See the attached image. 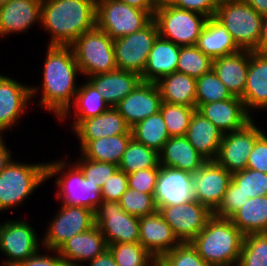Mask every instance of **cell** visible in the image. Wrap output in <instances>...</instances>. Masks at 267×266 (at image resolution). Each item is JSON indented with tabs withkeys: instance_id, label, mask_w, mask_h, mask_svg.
<instances>
[{
	"instance_id": "obj_1",
	"label": "cell",
	"mask_w": 267,
	"mask_h": 266,
	"mask_svg": "<svg viewBox=\"0 0 267 266\" xmlns=\"http://www.w3.org/2000/svg\"><path fill=\"white\" fill-rule=\"evenodd\" d=\"M43 68L42 107L62 121L69 115L79 89L75 78L81 73L71 46L49 45Z\"/></svg>"
},
{
	"instance_id": "obj_2",
	"label": "cell",
	"mask_w": 267,
	"mask_h": 266,
	"mask_svg": "<svg viewBox=\"0 0 267 266\" xmlns=\"http://www.w3.org/2000/svg\"><path fill=\"white\" fill-rule=\"evenodd\" d=\"M97 0H42L41 24L51 35L49 45L70 46L96 27Z\"/></svg>"
},
{
	"instance_id": "obj_3",
	"label": "cell",
	"mask_w": 267,
	"mask_h": 266,
	"mask_svg": "<svg viewBox=\"0 0 267 266\" xmlns=\"http://www.w3.org/2000/svg\"><path fill=\"white\" fill-rule=\"evenodd\" d=\"M244 236L229 218L212 215L190 244L209 266H237Z\"/></svg>"
},
{
	"instance_id": "obj_4",
	"label": "cell",
	"mask_w": 267,
	"mask_h": 266,
	"mask_svg": "<svg viewBox=\"0 0 267 266\" xmlns=\"http://www.w3.org/2000/svg\"><path fill=\"white\" fill-rule=\"evenodd\" d=\"M63 160L41 164H24L11 160L0 173V212L23 203L47 178L64 172Z\"/></svg>"
},
{
	"instance_id": "obj_5",
	"label": "cell",
	"mask_w": 267,
	"mask_h": 266,
	"mask_svg": "<svg viewBox=\"0 0 267 266\" xmlns=\"http://www.w3.org/2000/svg\"><path fill=\"white\" fill-rule=\"evenodd\" d=\"M241 50L253 51L259 42L263 17L241 0H220L214 16Z\"/></svg>"
},
{
	"instance_id": "obj_6",
	"label": "cell",
	"mask_w": 267,
	"mask_h": 266,
	"mask_svg": "<svg viewBox=\"0 0 267 266\" xmlns=\"http://www.w3.org/2000/svg\"><path fill=\"white\" fill-rule=\"evenodd\" d=\"M153 19L157 23L159 36L178 46L196 45L207 17L160 0Z\"/></svg>"
},
{
	"instance_id": "obj_7",
	"label": "cell",
	"mask_w": 267,
	"mask_h": 266,
	"mask_svg": "<svg viewBox=\"0 0 267 266\" xmlns=\"http://www.w3.org/2000/svg\"><path fill=\"white\" fill-rule=\"evenodd\" d=\"M70 46L83 75H99L117 70L113 39L97 27L83 33Z\"/></svg>"
},
{
	"instance_id": "obj_8",
	"label": "cell",
	"mask_w": 267,
	"mask_h": 266,
	"mask_svg": "<svg viewBox=\"0 0 267 266\" xmlns=\"http://www.w3.org/2000/svg\"><path fill=\"white\" fill-rule=\"evenodd\" d=\"M153 17L145 10L116 0L96 1V27L111 39L135 33Z\"/></svg>"
},
{
	"instance_id": "obj_9",
	"label": "cell",
	"mask_w": 267,
	"mask_h": 266,
	"mask_svg": "<svg viewBox=\"0 0 267 266\" xmlns=\"http://www.w3.org/2000/svg\"><path fill=\"white\" fill-rule=\"evenodd\" d=\"M158 36L157 23L152 19L139 31L114 39L117 69L141 76L154 41Z\"/></svg>"
},
{
	"instance_id": "obj_10",
	"label": "cell",
	"mask_w": 267,
	"mask_h": 266,
	"mask_svg": "<svg viewBox=\"0 0 267 266\" xmlns=\"http://www.w3.org/2000/svg\"><path fill=\"white\" fill-rule=\"evenodd\" d=\"M94 215L107 245L139 242V217L126 213L119 202L102 201Z\"/></svg>"
},
{
	"instance_id": "obj_11",
	"label": "cell",
	"mask_w": 267,
	"mask_h": 266,
	"mask_svg": "<svg viewBox=\"0 0 267 266\" xmlns=\"http://www.w3.org/2000/svg\"><path fill=\"white\" fill-rule=\"evenodd\" d=\"M42 245L57 250L73 236L83 233L95 225L94 211L86 207L62 205L50 222Z\"/></svg>"
},
{
	"instance_id": "obj_12",
	"label": "cell",
	"mask_w": 267,
	"mask_h": 266,
	"mask_svg": "<svg viewBox=\"0 0 267 266\" xmlns=\"http://www.w3.org/2000/svg\"><path fill=\"white\" fill-rule=\"evenodd\" d=\"M254 120L244 128L223 135L219 153L215 161L228 172L234 173L247 168L249 155L256 140L265 132L260 130Z\"/></svg>"
},
{
	"instance_id": "obj_13",
	"label": "cell",
	"mask_w": 267,
	"mask_h": 266,
	"mask_svg": "<svg viewBox=\"0 0 267 266\" xmlns=\"http://www.w3.org/2000/svg\"><path fill=\"white\" fill-rule=\"evenodd\" d=\"M158 211L181 243H190L213 215L206 206L195 199L184 204L161 206Z\"/></svg>"
},
{
	"instance_id": "obj_14",
	"label": "cell",
	"mask_w": 267,
	"mask_h": 266,
	"mask_svg": "<svg viewBox=\"0 0 267 266\" xmlns=\"http://www.w3.org/2000/svg\"><path fill=\"white\" fill-rule=\"evenodd\" d=\"M36 231L26 221H7L0 224V251L7 256L5 266H16L39 251Z\"/></svg>"
},
{
	"instance_id": "obj_15",
	"label": "cell",
	"mask_w": 267,
	"mask_h": 266,
	"mask_svg": "<svg viewBox=\"0 0 267 266\" xmlns=\"http://www.w3.org/2000/svg\"><path fill=\"white\" fill-rule=\"evenodd\" d=\"M195 200L206 206L212 213L220 205L224 193L232 180V173L215 160H208L192 174Z\"/></svg>"
},
{
	"instance_id": "obj_16",
	"label": "cell",
	"mask_w": 267,
	"mask_h": 266,
	"mask_svg": "<svg viewBox=\"0 0 267 266\" xmlns=\"http://www.w3.org/2000/svg\"><path fill=\"white\" fill-rule=\"evenodd\" d=\"M62 177L57 178L56 197L62 199V205L86 207L96 211L103 201L101 188L84 178L83 172L75 165L68 167Z\"/></svg>"
},
{
	"instance_id": "obj_17",
	"label": "cell",
	"mask_w": 267,
	"mask_h": 266,
	"mask_svg": "<svg viewBox=\"0 0 267 266\" xmlns=\"http://www.w3.org/2000/svg\"><path fill=\"white\" fill-rule=\"evenodd\" d=\"M154 199L157 209L194 200L192 173L160 166Z\"/></svg>"
},
{
	"instance_id": "obj_18",
	"label": "cell",
	"mask_w": 267,
	"mask_h": 266,
	"mask_svg": "<svg viewBox=\"0 0 267 266\" xmlns=\"http://www.w3.org/2000/svg\"><path fill=\"white\" fill-rule=\"evenodd\" d=\"M161 94L155 82L141 81L136 88L121 100L114 108L124 117L132 128L160 110Z\"/></svg>"
},
{
	"instance_id": "obj_19",
	"label": "cell",
	"mask_w": 267,
	"mask_h": 266,
	"mask_svg": "<svg viewBox=\"0 0 267 266\" xmlns=\"http://www.w3.org/2000/svg\"><path fill=\"white\" fill-rule=\"evenodd\" d=\"M37 88L20 84L0 74V133L11 129L17 119L25 112L27 103L37 93ZM29 100V101H28Z\"/></svg>"
},
{
	"instance_id": "obj_20",
	"label": "cell",
	"mask_w": 267,
	"mask_h": 266,
	"mask_svg": "<svg viewBox=\"0 0 267 266\" xmlns=\"http://www.w3.org/2000/svg\"><path fill=\"white\" fill-rule=\"evenodd\" d=\"M196 110L215 124L223 134L238 131L253 120L238 96L223 101L196 104Z\"/></svg>"
},
{
	"instance_id": "obj_21",
	"label": "cell",
	"mask_w": 267,
	"mask_h": 266,
	"mask_svg": "<svg viewBox=\"0 0 267 266\" xmlns=\"http://www.w3.org/2000/svg\"><path fill=\"white\" fill-rule=\"evenodd\" d=\"M139 243L157 260L181 242L159 211L139 217Z\"/></svg>"
},
{
	"instance_id": "obj_22",
	"label": "cell",
	"mask_w": 267,
	"mask_h": 266,
	"mask_svg": "<svg viewBox=\"0 0 267 266\" xmlns=\"http://www.w3.org/2000/svg\"><path fill=\"white\" fill-rule=\"evenodd\" d=\"M108 249L100 228L95 224L87 231L77 234L64 242L58 253L68 266H81L77 262L91 261Z\"/></svg>"
},
{
	"instance_id": "obj_23",
	"label": "cell",
	"mask_w": 267,
	"mask_h": 266,
	"mask_svg": "<svg viewBox=\"0 0 267 266\" xmlns=\"http://www.w3.org/2000/svg\"><path fill=\"white\" fill-rule=\"evenodd\" d=\"M130 129L124 117L114 107H110L96 117L81 121L73 130L79 138L82 149L90 140L132 134Z\"/></svg>"
},
{
	"instance_id": "obj_24",
	"label": "cell",
	"mask_w": 267,
	"mask_h": 266,
	"mask_svg": "<svg viewBox=\"0 0 267 266\" xmlns=\"http://www.w3.org/2000/svg\"><path fill=\"white\" fill-rule=\"evenodd\" d=\"M42 0H9L0 7V37L24 32L38 20L41 22Z\"/></svg>"
},
{
	"instance_id": "obj_25",
	"label": "cell",
	"mask_w": 267,
	"mask_h": 266,
	"mask_svg": "<svg viewBox=\"0 0 267 266\" xmlns=\"http://www.w3.org/2000/svg\"><path fill=\"white\" fill-rule=\"evenodd\" d=\"M87 80L101 94L109 107H115L142 81L140 75L118 69L105 74L88 76Z\"/></svg>"
},
{
	"instance_id": "obj_26",
	"label": "cell",
	"mask_w": 267,
	"mask_h": 266,
	"mask_svg": "<svg viewBox=\"0 0 267 266\" xmlns=\"http://www.w3.org/2000/svg\"><path fill=\"white\" fill-rule=\"evenodd\" d=\"M207 161L190 144L186 136L170 137L159 152L160 166L180 169L192 174L198 171Z\"/></svg>"
},
{
	"instance_id": "obj_27",
	"label": "cell",
	"mask_w": 267,
	"mask_h": 266,
	"mask_svg": "<svg viewBox=\"0 0 267 266\" xmlns=\"http://www.w3.org/2000/svg\"><path fill=\"white\" fill-rule=\"evenodd\" d=\"M248 112L250 108H267V55L249 50L246 86L240 97Z\"/></svg>"
},
{
	"instance_id": "obj_28",
	"label": "cell",
	"mask_w": 267,
	"mask_h": 266,
	"mask_svg": "<svg viewBox=\"0 0 267 266\" xmlns=\"http://www.w3.org/2000/svg\"><path fill=\"white\" fill-rule=\"evenodd\" d=\"M248 68L249 50L213 59V71L233 96L243 95Z\"/></svg>"
},
{
	"instance_id": "obj_29",
	"label": "cell",
	"mask_w": 267,
	"mask_h": 266,
	"mask_svg": "<svg viewBox=\"0 0 267 266\" xmlns=\"http://www.w3.org/2000/svg\"><path fill=\"white\" fill-rule=\"evenodd\" d=\"M223 133L197 110L194 111L186 137L190 144L207 160H215L219 153Z\"/></svg>"
},
{
	"instance_id": "obj_30",
	"label": "cell",
	"mask_w": 267,
	"mask_h": 266,
	"mask_svg": "<svg viewBox=\"0 0 267 266\" xmlns=\"http://www.w3.org/2000/svg\"><path fill=\"white\" fill-rule=\"evenodd\" d=\"M180 47L158 36L149 53L141 80L156 83L163 76L176 72Z\"/></svg>"
},
{
	"instance_id": "obj_31",
	"label": "cell",
	"mask_w": 267,
	"mask_h": 266,
	"mask_svg": "<svg viewBox=\"0 0 267 266\" xmlns=\"http://www.w3.org/2000/svg\"><path fill=\"white\" fill-rule=\"evenodd\" d=\"M196 46L212 59L235 54L241 50L230 32L215 17L207 18Z\"/></svg>"
},
{
	"instance_id": "obj_32",
	"label": "cell",
	"mask_w": 267,
	"mask_h": 266,
	"mask_svg": "<svg viewBox=\"0 0 267 266\" xmlns=\"http://www.w3.org/2000/svg\"><path fill=\"white\" fill-rule=\"evenodd\" d=\"M157 87L162 102L196 107V79L187 74L173 72L160 78Z\"/></svg>"
},
{
	"instance_id": "obj_33",
	"label": "cell",
	"mask_w": 267,
	"mask_h": 266,
	"mask_svg": "<svg viewBox=\"0 0 267 266\" xmlns=\"http://www.w3.org/2000/svg\"><path fill=\"white\" fill-rule=\"evenodd\" d=\"M244 234L267 232V196L250 198L230 218Z\"/></svg>"
},
{
	"instance_id": "obj_34",
	"label": "cell",
	"mask_w": 267,
	"mask_h": 266,
	"mask_svg": "<svg viewBox=\"0 0 267 266\" xmlns=\"http://www.w3.org/2000/svg\"><path fill=\"white\" fill-rule=\"evenodd\" d=\"M132 134H121L90 140L82 149L86 159L119 165Z\"/></svg>"
},
{
	"instance_id": "obj_35",
	"label": "cell",
	"mask_w": 267,
	"mask_h": 266,
	"mask_svg": "<svg viewBox=\"0 0 267 266\" xmlns=\"http://www.w3.org/2000/svg\"><path fill=\"white\" fill-rule=\"evenodd\" d=\"M130 130L132 138L146 147L154 149L157 153L162 150L164 144L170 139L166 123L160 111L138 122Z\"/></svg>"
},
{
	"instance_id": "obj_36",
	"label": "cell",
	"mask_w": 267,
	"mask_h": 266,
	"mask_svg": "<svg viewBox=\"0 0 267 266\" xmlns=\"http://www.w3.org/2000/svg\"><path fill=\"white\" fill-rule=\"evenodd\" d=\"M73 102L72 104L77 112L72 128H75L81 121L96 117L110 108L88 80L79 87Z\"/></svg>"
},
{
	"instance_id": "obj_37",
	"label": "cell",
	"mask_w": 267,
	"mask_h": 266,
	"mask_svg": "<svg viewBox=\"0 0 267 266\" xmlns=\"http://www.w3.org/2000/svg\"><path fill=\"white\" fill-rule=\"evenodd\" d=\"M158 163L159 153L131 138L118 167L126 174H131L139 170L153 168Z\"/></svg>"
},
{
	"instance_id": "obj_38",
	"label": "cell",
	"mask_w": 267,
	"mask_h": 266,
	"mask_svg": "<svg viewBox=\"0 0 267 266\" xmlns=\"http://www.w3.org/2000/svg\"><path fill=\"white\" fill-rule=\"evenodd\" d=\"M213 59L205 55L196 45L180 47L176 72L195 79L212 70Z\"/></svg>"
},
{
	"instance_id": "obj_39",
	"label": "cell",
	"mask_w": 267,
	"mask_h": 266,
	"mask_svg": "<svg viewBox=\"0 0 267 266\" xmlns=\"http://www.w3.org/2000/svg\"><path fill=\"white\" fill-rule=\"evenodd\" d=\"M108 249L118 266H154L157 263L139 242L111 244Z\"/></svg>"
},
{
	"instance_id": "obj_40",
	"label": "cell",
	"mask_w": 267,
	"mask_h": 266,
	"mask_svg": "<svg viewBox=\"0 0 267 266\" xmlns=\"http://www.w3.org/2000/svg\"><path fill=\"white\" fill-rule=\"evenodd\" d=\"M196 107L162 102L160 112L170 137L186 136Z\"/></svg>"
},
{
	"instance_id": "obj_41",
	"label": "cell",
	"mask_w": 267,
	"mask_h": 266,
	"mask_svg": "<svg viewBox=\"0 0 267 266\" xmlns=\"http://www.w3.org/2000/svg\"><path fill=\"white\" fill-rule=\"evenodd\" d=\"M232 97V93L213 69L196 79V104L223 101Z\"/></svg>"
},
{
	"instance_id": "obj_42",
	"label": "cell",
	"mask_w": 267,
	"mask_h": 266,
	"mask_svg": "<svg viewBox=\"0 0 267 266\" xmlns=\"http://www.w3.org/2000/svg\"><path fill=\"white\" fill-rule=\"evenodd\" d=\"M237 266H267V232L244 236Z\"/></svg>"
},
{
	"instance_id": "obj_43",
	"label": "cell",
	"mask_w": 267,
	"mask_h": 266,
	"mask_svg": "<svg viewBox=\"0 0 267 266\" xmlns=\"http://www.w3.org/2000/svg\"><path fill=\"white\" fill-rule=\"evenodd\" d=\"M232 181L249 199L267 196V173L246 168L232 173Z\"/></svg>"
},
{
	"instance_id": "obj_44",
	"label": "cell",
	"mask_w": 267,
	"mask_h": 266,
	"mask_svg": "<svg viewBox=\"0 0 267 266\" xmlns=\"http://www.w3.org/2000/svg\"><path fill=\"white\" fill-rule=\"evenodd\" d=\"M122 209L137 217L150 215L158 211L154 194H146L141 191L128 188L119 200Z\"/></svg>"
},
{
	"instance_id": "obj_45",
	"label": "cell",
	"mask_w": 267,
	"mask_h": 266,
	"mask_svg": "<svg viewBox=\"0 0 267 266\" xmlns=\"http://www.w3.org/2000/svg\"><path fill=\"white\" fill-rule=\"evenodd\" d=\"M159 266H209L190 243H180L162 255Z\"/></svg>"
},
{
	"instance_id": "obj_46",
	"label": "cell",
	"mask_w": 267,
	"mask_h": 266,
	"mask_svg": "<svg viewBox=\"0 0 267 266\" xmlns=\"http://www.w3.org/2000/svg\"><path fill=\"white\" fill-rule=\"evenodd\" d=\"M75 165L83 172L84 178L100 188L119 169L118 165L108 162L93 161L81 157Z\"/></svg>"
},
{
	"instance_id": "obj_47",
	"label": "cell",
	"mask_w": 267,
	"mask_h": 266,
	"mask_svg": "<svg viewBox=\"0 0 267 266\" xmlns=\"http://www.w3.org/2000/svg\"><path fill=\"white\" fill-rule=\"evenodd\" d=\"M249 199L232 180L224 193L223 199L217 209L213 212L216 217L230 218Z\"/></svg>"
},
{
	"instance_id": "obj_48",
	"label": "cell",
	"mask_w": 267,
	"mask_h": 266,
	"mask_svg": "<svg viewBox=\"0 0 267 266\" xmlns=\"http://www.w3.org/2000/svg\"><path fill=\"white\" fill-rule=\"evenodd\" d=\"M159 170L160 164L158 163L153 168L143 169L127 174L129 188L146 194H154Z\"/></svg>"
},
{
	"instance_id": "obj_49",
	"label": "cell",
	"mask_w": 267,
	"mask_h": 266,
	"mask_svg": "<svg viewBox=\"0 0 267 266\" xmlns=\"http://www.w3.org/2000/svg\"><path fill=\"white\" fill-rule=\"evenodd\" d=\"M129 188L128 176L118 169L106 183L101 187V197L103 201L119 202L121 196Z\"/></svg>"
},
{
	"instance_id": "obj_50",
	"label": "cell",
	"mask_w": 267,
	"mask_h": 266,
	"mask_svg": "<svg viewBox=\"0 0 267 266\" xmlns=\"http://www.w3.org/2000/svg\"><path fill=\"white\" fill-rule=\"evenodd\" d=\"M170 5L197 12L209 17H214L220 0H166Z\"/></svg>"
},
{
	"instance_id": "obj_51",
	"label": "cell",
	"mask_w": 267,
	"mask_h": 266,
	"mask_svg": "<svg viewBox=\"0 0 267 266\" xmlns=\"http://www.w3.org/2000/svg\"><path fill=\"white\" fill-rule=\"evenodd\" d=\"M247 168L267 173V135L263 133L255 142Z\"/></svg>"
},
{
	"instance_id": "obj_52",
	"label": "cell",
	"mask_w": 267,
	"mask_h": 266,
	"mask_svg": "<svg viewBox=\"0 0 267 266\" xmlns=\"http://www.w3.org/2000/svg\"><path fill=\"white\" fill-rule=\"evenodd\" d=\"M51 252H56V256H43L37 251L34 255L21 261L16 266H68L57 250H52Z\"/></svg>"
},
{
	"instance_id": "obj_53",
	"label": "cell",
	"mask_w": 267,
	"mask_h": 266,
	"mask_svg": "<svg viewBox=\"0 0 267 266\" xmlns=\"http://www.w3.org/2000/svg\"><path fill=\"white\" fill-rule=\"evenodd\" d=\"M124 2L132 7L147 11L152 17L158 7L160 0H116Z\"/></svg>"
},
{
	"instance_id": "obj_54",
	"label": "cell",
	"mask_w": 267,
	"mask_h": 266,
	"mask_svg": "<svg viewBox=\"0 0 267 266\" xmlns=\"http://www.w3.org/2000/svg\"><path fill=\"white\" fill-rule=\"evenodd\" d=\"M88 266H118L109 249L90 261Z\"/></svg>"
},
{
	"instance_id": "obj_55",
	"label": "cell",
	"mask_w": 267,
	"mask_h": 266,
	"mask_svg": "<svg viewBox=\"0 0 267 266\" xmlns=\"http://www.w3.org/2000/svg\"><path fill=\"white\" fill-rule=\"evenodd\" d=\"M253 51L267 55V16L263 17L259 42Z\"/></svg>"
},
{
	"instance_id": "obj_56",
	"label": "cell",
	"mask_w": 267,
	"mask_h": 266,
	"mask_svg": "<svg viewBox=\"0 0 267 266\" xmlns=\"http://www.w3.org/2000/svg\"><path fill=\"white\" fill-rule=\"evenodd\" d=\"M3 135L0 134V173L4 170L7 164L12 160L11 152L3 141Z\"/></svg>"
},
{
	"instance_id": "obj_57",
	"label": "cell",
	"mask_w": 267,
	"mask_h": 266,
	"mask_svg": "<svg viewBox=\"0 0 267 266\" xmlns=\"http://www.w3.org/2000/svg\"><path fill=\"white\" fill-rule=\"evenodd\" d=\"M241 1L248 3L262 17L267 16V0H241Z\"/></svg>"
},
{
	"instance_id": "obj_58",
	"label": "cell",
	"mask_w": 267,
	"mask_h": 266,
	"mask_svg": "<svg viewBox=\"0 0 267 266\" xmlns=\"http://www.w3.org/2000/svg\"><path fill=\"white\" fill-rule=\"evenodd\" d=\"M9 0H0V7L5 5Z\"/></svg>"
}]
</instances>
